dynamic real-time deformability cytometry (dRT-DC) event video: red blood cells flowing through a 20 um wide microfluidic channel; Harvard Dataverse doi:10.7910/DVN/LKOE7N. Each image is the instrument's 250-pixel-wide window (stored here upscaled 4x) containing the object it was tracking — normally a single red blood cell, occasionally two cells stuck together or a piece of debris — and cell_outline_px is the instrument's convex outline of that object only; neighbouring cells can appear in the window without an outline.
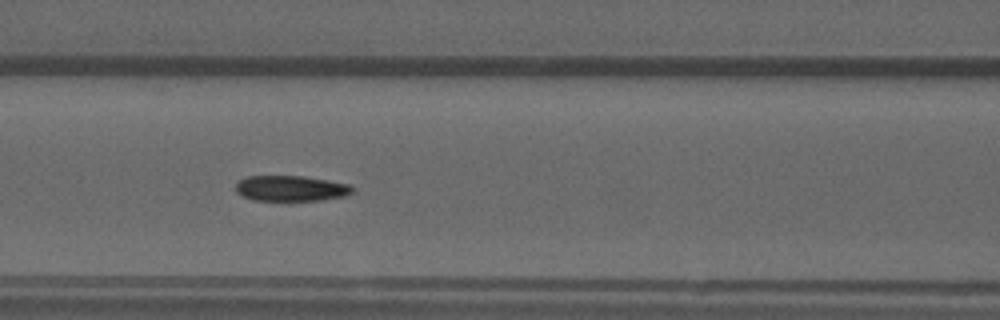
{"species": "common noctule bat (a hibernating species)", "species_latin": "Nyctalus noctula", "temperature_condition": "warm", "stored_images_in_passage": 53, "camera_frame_rate_fps": 3000, "um_per_image_px": 0.085, "animal": {"sex": "male", "forearm_length_mm": 52.5}, "frame": {"image": 1, "passage_image": 22, "time_ms": 7.0, "image_size_px": [1000, 320], "cell_outline_px": [[356, 192], [344, 196], [320, 200], [256, 200], [240, 196], [236, 192], [236, 180], [248, 176], [304, 176], [328, 180], [348, 184], [356, 188]], "centroid_in_image_um": [24.73, 16.0], "position_along_channel_um": 141.9, "area_um2": 17.57}}
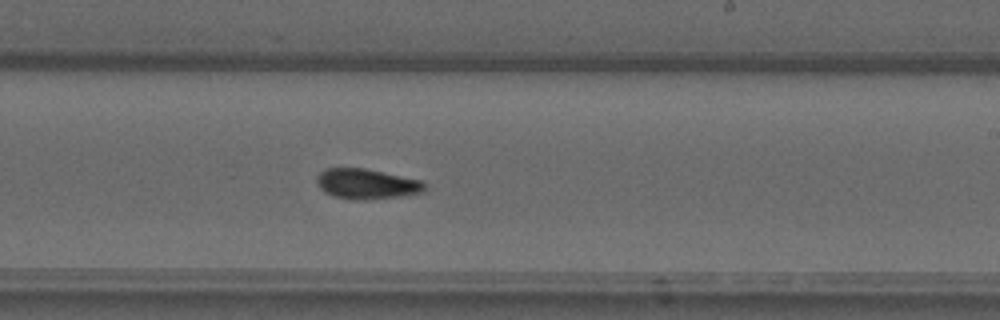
{"frame": {"image": 2, "passage_image": 31, "time_ms": 10.0, "image_size_px": [1000, 320], "cell_outline_px": [[428, 184], [424, 192], [400, 196], [356, 200], [352, 200], [332, 196], [324, 192], [320, 188], [316, 180], [316, 176], [320, 172], [328, 168], [364, 168], [420, 180]], "centroid_in_image_um": [31.15, 15.63], "position_along_channel_um": 257.8, "area_um2": 18.96}}
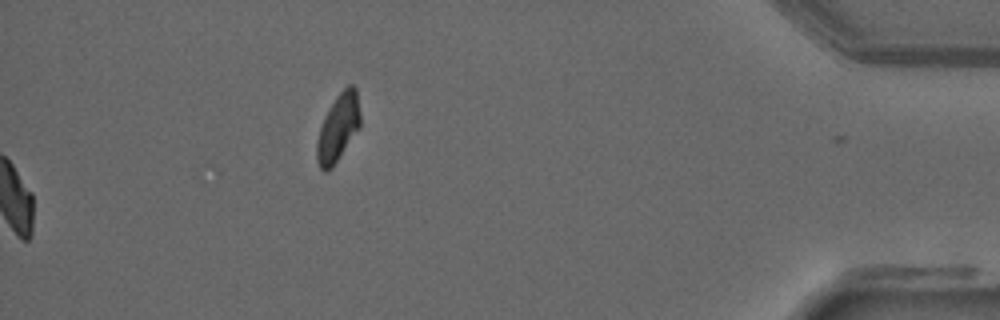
{"frame": {"image": 3, "passage_image": 53, "time_ms": 17.333, "image_size_px": [1000, 320], "cell_outline_px": [[360, 128], [332, 168], [328, 172], [324, 172], [320, 168], [316, 160], [316, 144], [320, 128], [324, 116], [336, 96], [348, 84], [352, 84], [356, 88], [360, 112]], "centroid_in_image_um": [28.74, 10.87], "position_along_channel_um": 406.5, "area_um2": 17.22}, "authors_computed_cell_mechanics": {"area_um2": 18.1492, "velocity_mm_per_s": 3.8845, "shape_relaxation_time_tau1_ms": null, "shape_relaxation_time_tau2_ms": 2.5815, "deformation_change_tau1": null, "deformation_change_tau2": 0.0746}}